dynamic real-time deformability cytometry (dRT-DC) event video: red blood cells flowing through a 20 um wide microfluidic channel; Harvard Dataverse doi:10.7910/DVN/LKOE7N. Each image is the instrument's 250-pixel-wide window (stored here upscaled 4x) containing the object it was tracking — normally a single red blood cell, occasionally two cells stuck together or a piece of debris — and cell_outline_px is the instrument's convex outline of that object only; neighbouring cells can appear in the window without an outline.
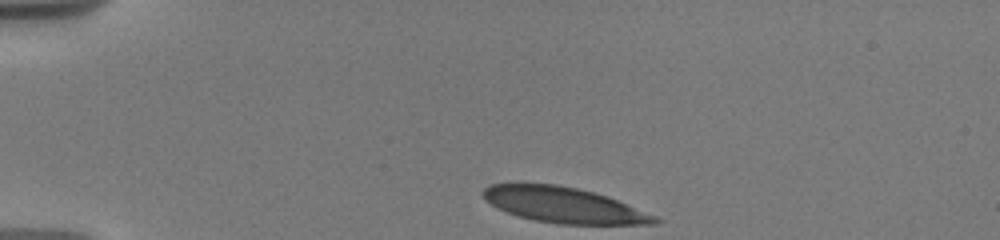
{"species": "human", "species_latin": "Homo sapiens", "temperature_condition": "warm", "stored_images_in_passage": 18, "camera_frame_rate_fps": 3000, "um_per_image_px": 0.085, "donor": {"sex": "male"}, "frame": {"image": 1, "passage_image": 1, "time_ms": 0.0, "image_size_px": [1000, 240], "cell_outline_px": [[664, 220], [656, 224], [560, 224], [536, 220], [520, 216], [508, 212], [484, 200], [480, 192], [488, 184], [516, 180], [556, 184], [576, 188], [608, 196], [656, 216]], "centroid_in_image_um": [47.83, 17.37], "position_along_channel_um": 37.2, "area_um2": 36.24}}
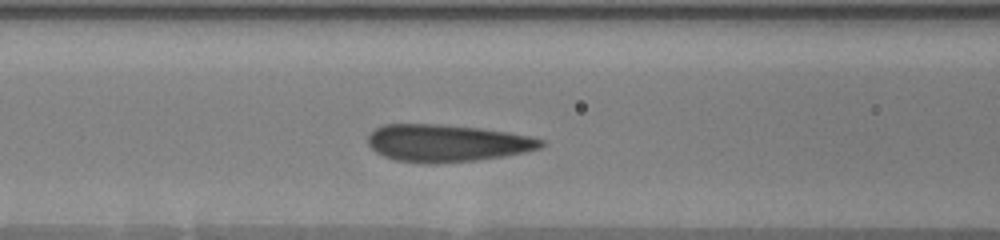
{"frame": {"image": 2, "passage_image": 13, "time_ms": 4.0, "image_size_px": [1000, 240], "cell_outline_px": [[544, 144], [540, 148], [524, 152], [476, 160], [432, 164], [396, 160], [384, 156], [376, 152], [368, 144], [368, 136], [376, 128], [384, 124], [440, 124], [480, 128], [508, 132], [532, 136], [544, 140]], "centroid_in_image_um": [37.98, 12.15], "position_along_channel_um": 128.6, "area_um2": 37.45}}
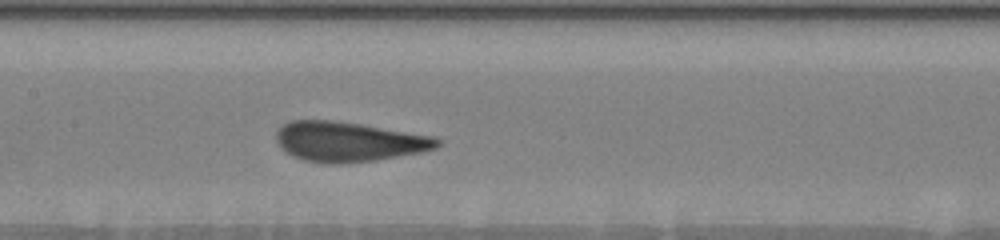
{"frame": {"image": 3, "passage_image": 18, "time_ms": 5.333, "image_size_px": [1000, 240], "cell_outline_px": [[444, 144], [436, 148], [420, 152], [376, 160], [332, 164], [304, 160], [292, 156], [280, 148], [276, 140], [276, 132], [284, 124], [292, 120], [332, 120], [360, 124], [436, 136], [444, 140]], "centroid_in_image_um": [29.67, 12.04], "position_along_channel_um": 177.7, "area_um2": 37.51}}